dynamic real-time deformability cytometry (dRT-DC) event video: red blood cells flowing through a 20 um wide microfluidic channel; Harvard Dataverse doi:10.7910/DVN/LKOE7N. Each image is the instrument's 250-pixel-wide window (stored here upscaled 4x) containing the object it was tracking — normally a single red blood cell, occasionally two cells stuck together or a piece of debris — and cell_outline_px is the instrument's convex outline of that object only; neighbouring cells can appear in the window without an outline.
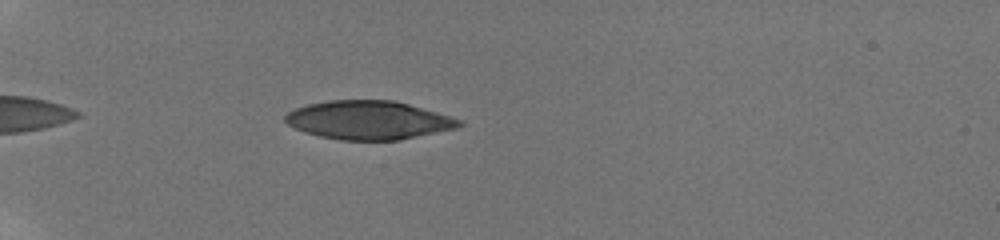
{"species": "human", "species_latin": "Homo sapiens", "temperature_condition": "room temperature", "stored_images_in_passage": 7, "camera_frame_rate_fps": 3000, "um_per_image_px": 0.085, "donor": {"sex": "male"}, "frame": {"image": 1, "passage_image": 3, "time_ms": 1.0, "image_size_px": [1000, 240], "cell_outline_px": [[464, 124], [456, 128], [396, 140], [340, 140], [320, 136], [304, 132], [288, 124], [284, 120], [284, 116], [288, 112], [296, 108], [308, 104], [328, 100], [392, 100], [408, 104], [448, 116], [460, 120]], "centroid_in_image_um": [31.27, 10.21], "position_along_channel_um": 53.7, "area_um2": 38.61}}